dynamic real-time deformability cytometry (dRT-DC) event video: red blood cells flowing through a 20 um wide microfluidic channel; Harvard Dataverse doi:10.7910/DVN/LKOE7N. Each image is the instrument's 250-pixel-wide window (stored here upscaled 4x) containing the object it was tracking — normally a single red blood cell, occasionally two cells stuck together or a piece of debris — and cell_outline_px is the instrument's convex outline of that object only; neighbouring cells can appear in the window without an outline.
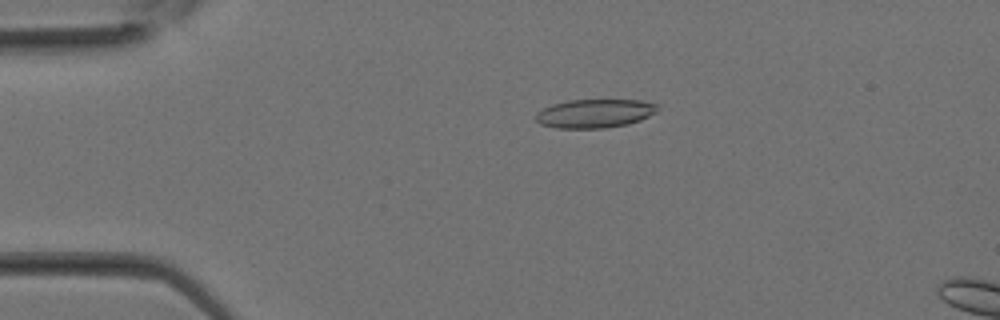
{"species": "Egyptian fruit bat (a non-hibernating species)", "species_latin": "Rousettus aegyptiacus", "temperature_condition": "room temperature", "stored_images_in_passage": 9, "camera_frame_rate_fps": 3000, "um_per_image_px": 0.085, "animal": {"sex": "female"}, "frame": {"image": 1, "passage_image": 7, "time_ms": 2.0, "image_size_px": [1000, 320], "cell_outline_px": [[660, 108], [656, 112], [640, 120], [628, 124], [604, 128], [556, 128], [540, 124], [536, 120], [536, 112], [552, 104], [568, 100], [640, 100], [656, 104]], "centroid_in_image_um": [50.55, 9.64], "position_along_channel_um": 34.5, "area_um2": 20.35}}